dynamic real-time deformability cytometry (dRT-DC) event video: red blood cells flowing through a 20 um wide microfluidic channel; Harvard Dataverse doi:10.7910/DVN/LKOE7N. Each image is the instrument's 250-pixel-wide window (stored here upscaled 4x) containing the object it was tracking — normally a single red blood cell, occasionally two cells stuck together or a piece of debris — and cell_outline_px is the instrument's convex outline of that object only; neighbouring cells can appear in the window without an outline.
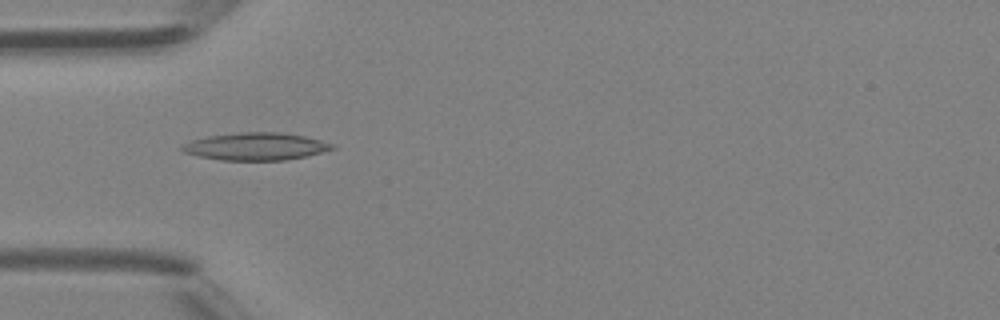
{"species": "Egyptian fruit bat (a non-hibernating species)", "species_latin": "Rousettus aegyptiacus", "temperature_condition": "room temperature", "stored_images_in_passage": 46, "camera_frame_rate_fps": 3000, "um_per_image_px": 0.085, "animal": {"sex": "female"}, "frame": {"image": 1, "passage_image": 15, "time_ms": 4.667, "image_size_px": [1000, 320], "cell_outline_px": [[336, 148], [308, 156], [284, 160], [220, 160], [200, 156], [184, 152], [180, 148], [180, 144], [192, 140], [208, 136], [240, 132], [280, 132], [304, 136], [336, 144]], "centroid_in_image_um": [21.75, 12.44], "position_along_channel_um": 63.2, "area_um2": 24.1}}
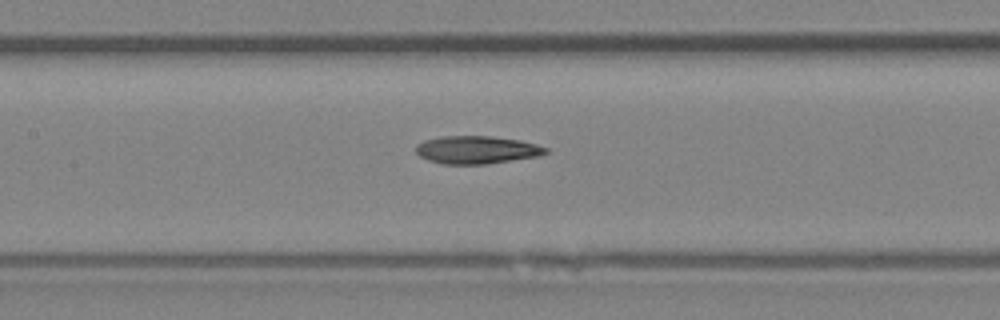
{"frame": {"image": 2, "passage_image": 22, "time_ms": 7.0, "image_size_px": [1000, 320], "cell_outline_px": [[548, 152], [540, 156], [488, 164], [444, 164], [428, 160], [420, 156], [416, 152], [416, 144], [424, 140], [440, 136], [492, 136], [520, 140], [536, 144], [548, 148]], "centroid_in_image_um": [40.53, 12.73], "position_along_channel_um": 166.9, "area_um2": 21.21}}
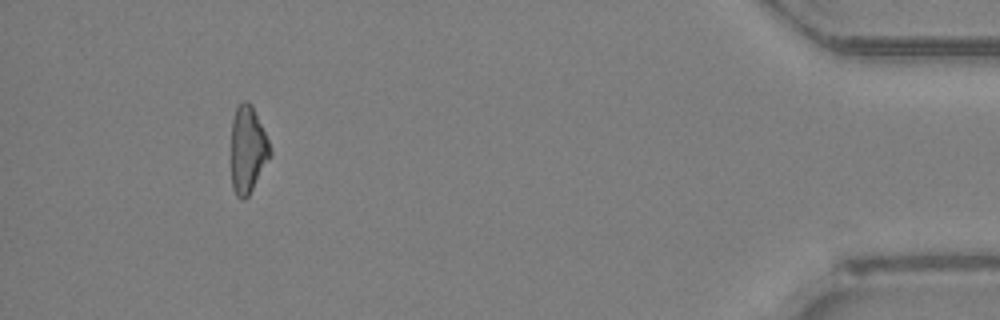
{"frame": {"image": 3, "passage_image": 43, "time_ms": 14.0, "image_size_px": [1000, 320], "cell_outline_px": [[272, 152], [248, 196], [244, 200], [240, 200], [236, 196], [232, 188], [232, 120], [236, 108], [244, 100], [248, 100], [252, 104], [268, 140]], "centroid_in_image_um": [21.05, 12.71], "position_along_channel_um": 414.2, "area_um2": 19.48}, "authors_computed_cell_mechanics": {"area_um2": 21.097, "velocity_mm_per_s": 4.5024, "shape_relaxation_time_tau1_ms": 6.2798, "shape_relaxation_time_tau2_ms": 9.7453, "deformation_change_tau1": 0.2092, "deformation_change_tau2": 0.2776}}